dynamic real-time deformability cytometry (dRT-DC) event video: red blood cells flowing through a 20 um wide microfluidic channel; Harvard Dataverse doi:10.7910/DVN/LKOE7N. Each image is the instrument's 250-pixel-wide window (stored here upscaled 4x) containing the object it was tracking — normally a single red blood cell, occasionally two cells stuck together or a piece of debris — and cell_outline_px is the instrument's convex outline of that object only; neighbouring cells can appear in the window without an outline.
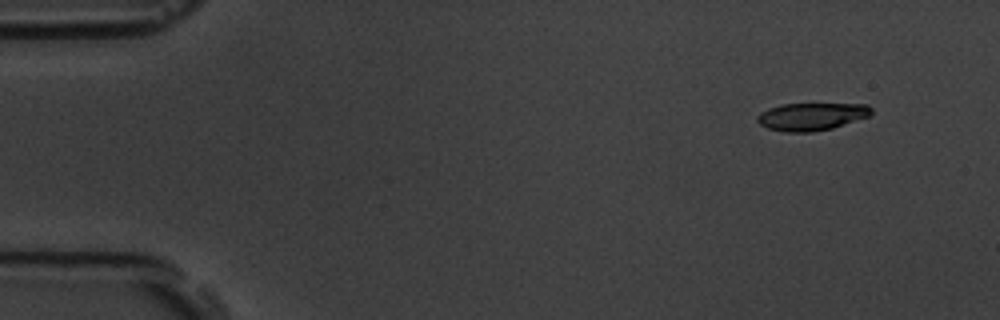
{"species": "common noctule bat (a hibernating species)", "species_latin": "Nyctalus noctula", "temperature_condition": "room temperature", "stored_images_in_passage": 6, "camera_frame_rate_fps": 3000, "um_per_image_px": 0.085, "animal": {"sex": "male", "body_mass_g": 19.5, "forearm_length_mm": 54.6}, "frame": {"image": 1, "passage_image": 1, "time_ms": 0.0, "image_size_px": [1000, 320], "cell_outline_px": [[872, 116], [832, 128], [812, 132], [784, 132], [768, 128], [760, 124], [756, 120], [756, 116], [760, 112], [768, 108], [784, 104], [868, 104], [872, 108]], "centroid_in_image_um": [69.0, 9.9], "position_along_channel_um": 16.0, "area_um2": 18.5}}
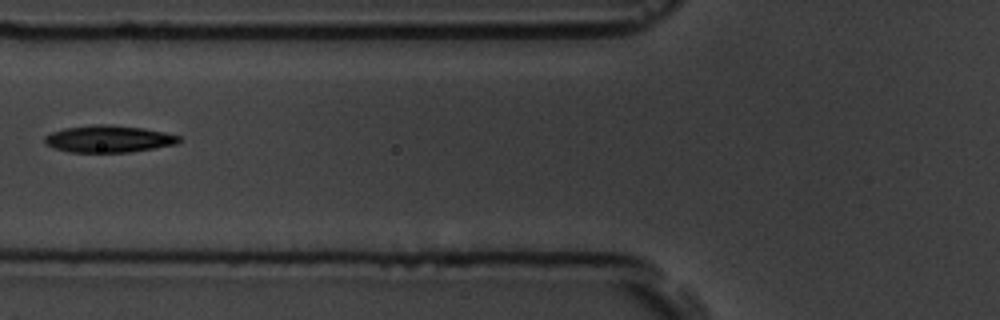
{"frame": {"image": 2, "passage_image": 5, "time_ms": 5.667, "image_size_px": [1000, 320], "cell_outline_px": [[180, 140], [176, 144], [132, 152], [68, 152], [52, 148], [44, 144], [44, 136], [52, 132], [64, 128], [96, 124], [104, 124], [144, 128], [164, 132], [180, 136]], "centroid_in_image_um": [9.19, 11.81], "position_along_channel_um": 116.6, "area_um2": 21.21}}
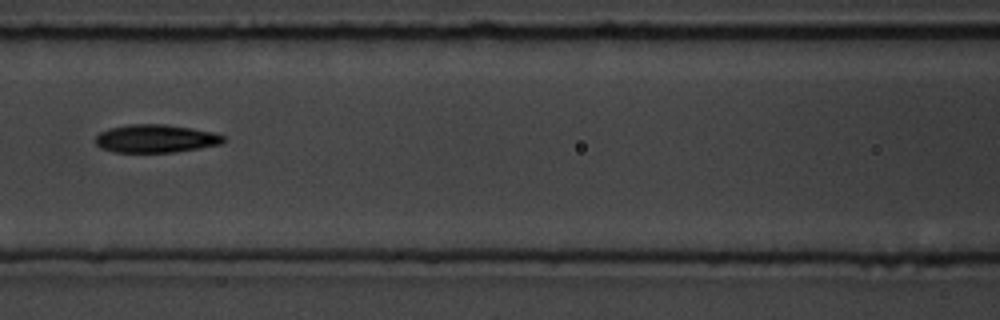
{"frame": {"image": 3, "passage_image": 6, "time_ms": 6.667, "image_size_px": [1000, 320], "cell_outline_px": [[224, 140], [220, 144], [200, 148], [176, 152], [112, 152], [100, 148], [96, 144], [96, 136], [100, 132], [108, 128], [128, 124], [164, 124], [192, 128], [212, 132], [224, 136]], "centroid_in_image_um": [13.2, 11.78], "position_along_channel_um": 153.4, "area_um2": 20.98}}